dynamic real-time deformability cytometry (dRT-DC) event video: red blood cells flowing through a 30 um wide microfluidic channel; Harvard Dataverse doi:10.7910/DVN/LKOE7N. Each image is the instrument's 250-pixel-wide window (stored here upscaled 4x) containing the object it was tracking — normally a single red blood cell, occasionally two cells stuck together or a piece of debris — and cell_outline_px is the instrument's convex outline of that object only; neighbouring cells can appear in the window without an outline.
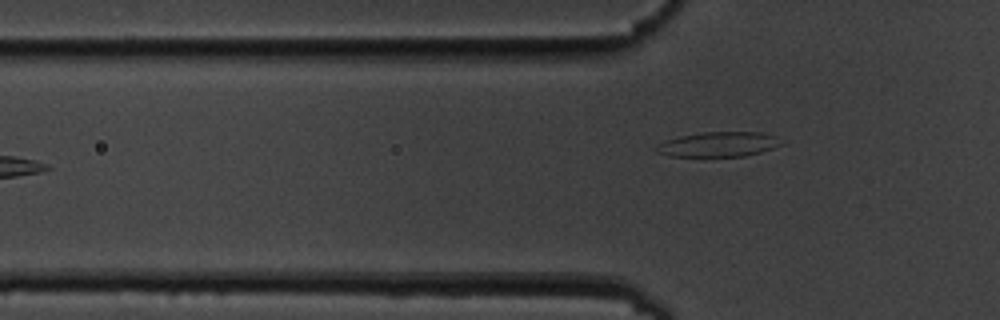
{"species": "common noctule bat (a hibernating species)", "species_latin": "Nyctalus noctula", "temperature_condition": "cold", "stored_images_in_passage": 7, "camera_frame_rate_fps": 3000, "um_per_image_px": 0.085, "animal": {"sex": "male", "body_mass_g": 19.5, "forearm_length_mm": 54.6}, "frame": {"image": 1, "passage_image": 5, "time_ms": 5.667, "image_size_px": [1000, 320], "cell_outline_px": [[784, 144], [760, 152], [744, 156], [668, 156], [656, 152], [656, 144], [680, 136], [704, 132], [760, 132], [776, 136]], "centroid_in_image_um": [61.08, 12.27], "position_along_channel_um": 64.7, "area_um2": 17.98}}
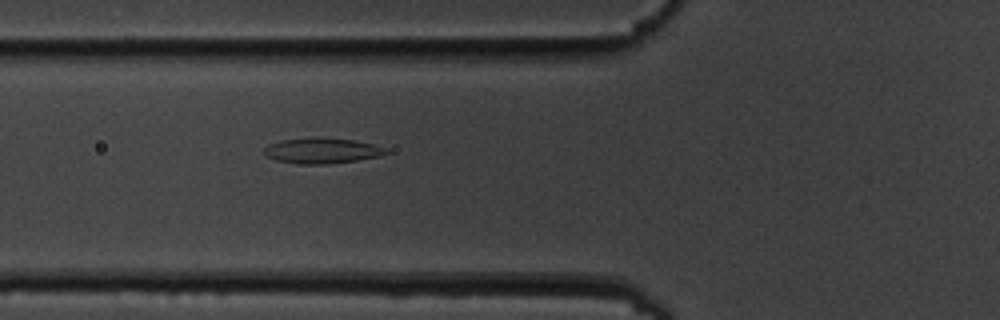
{"frame": {"image": 2, "passage_image": 6, "time_ms": 6.667, "image_size_px": [1000, 320], "cell_outline_px": [[392, 152], [380, 156], [356, 160], [328, 164], [296, 164], [276, 160], [268, 156], [264, 152], [264, 148], [268, 144], [280, 140], [312, 136], [320, 136], [352, 140], [372, 144], [388, 148]], "centroid_in_image_um": [27.38, 12.79], "position_along_channel_um": 98.4, "area_um2": 18.5}}